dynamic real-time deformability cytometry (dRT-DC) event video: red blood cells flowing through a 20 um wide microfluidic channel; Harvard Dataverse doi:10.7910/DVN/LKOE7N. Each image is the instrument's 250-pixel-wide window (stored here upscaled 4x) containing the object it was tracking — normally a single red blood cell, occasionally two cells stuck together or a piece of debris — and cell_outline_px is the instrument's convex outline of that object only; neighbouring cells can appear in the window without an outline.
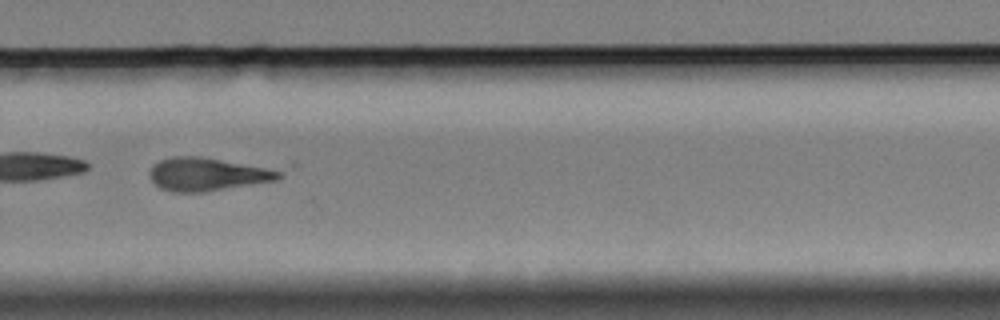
{"species": "Egyptian fruit bat (a non-hibernating species)", "species_latin": "Rousettus aegyptiacus", "temperature_condition": "cold", "stored_images_in_passage": 44, "camera_frame_rate_fps": 3000, "um_per_image_px": 0.085, "animal": {"sex": "female"}, "frame": {"image": 1, "passage_image": 26, "time_ms": 8.333, "image_size_px": [1000, 320], "cell_outline_px": [[284, 176], [276, 180], [204, 192], [172, 192], [160, 188], [152, 180], [148, 172], [152, 164], [160, 160], [172, 156], [200, 156], [284, 168]], "centroid_in_image_um": [17.74, 14.78], "position_along_channel_um": 312.1, "area_um2": 25.84}, "authors_computed_cell_mechanics": {"area_um2": 26.01, "velocity_mm_per_s": 3.3023, "shape_relaxation_time_tau1_ms": null, "shape_relaxation_time_tau2_ms": 6.3275, "deformation_change_tau1": null, "deformation_change_tau2": 0.1737}}